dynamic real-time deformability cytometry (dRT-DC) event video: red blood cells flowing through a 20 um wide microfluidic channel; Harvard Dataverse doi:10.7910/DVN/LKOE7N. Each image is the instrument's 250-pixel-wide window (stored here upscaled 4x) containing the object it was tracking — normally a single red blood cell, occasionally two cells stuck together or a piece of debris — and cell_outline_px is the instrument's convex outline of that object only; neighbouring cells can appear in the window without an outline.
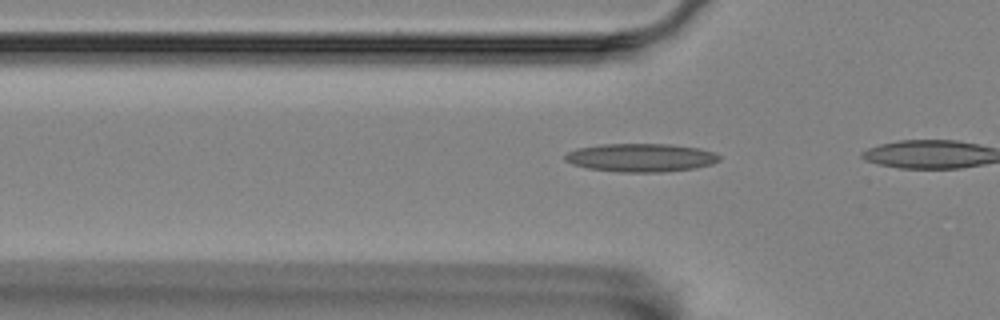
{"species": "Egyptian fruit bat (a non-hibernating species)", "species_latin": "Rousettus aegyptiacus", "temperature_condition": "room temperature", "stored_images_in_passage": 7, "camera_frame_rate_fps": 3000, "um_per_image_px": 0.085, "animal": {"sex": "female"}, "frame": {"image": 1, "passage_image": 4, "time_ms": 1.0, "image_size_px": [1000, 320], "cell_outline_px": [[720, 160], [712, 164], [696, 168], [660, 172], [620, 172], [588, 168], [572, 164], [564, 160], [564, 156], [568, 152], [576, 148], [600, 144], [668, 144], [700, 148], [716, 152], [720, 156]], "centroid_in_image_um": [54.49, 13.39], "position_along_channel_um": 71.3, "area_um2": 25.61}}